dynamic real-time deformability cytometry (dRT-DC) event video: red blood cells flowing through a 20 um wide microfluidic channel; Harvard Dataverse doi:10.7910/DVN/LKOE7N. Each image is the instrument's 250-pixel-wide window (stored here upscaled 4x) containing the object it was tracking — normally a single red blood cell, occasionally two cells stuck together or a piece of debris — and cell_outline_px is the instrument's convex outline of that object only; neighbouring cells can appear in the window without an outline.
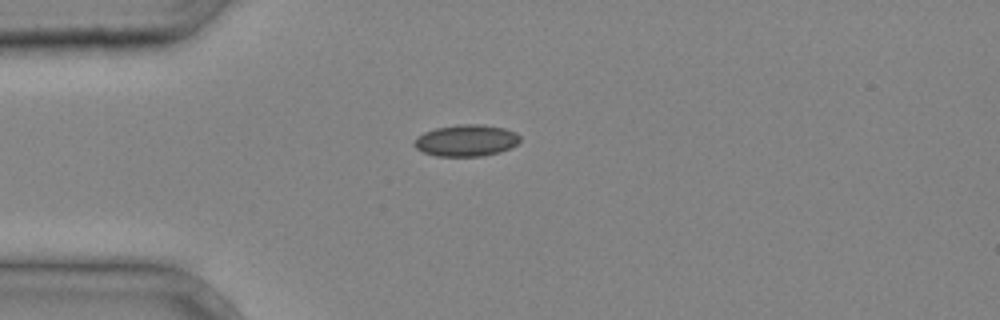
{"species": "common noctule bat (a hibernating species)", "species_latin": "Nyctalus noctula", "temperature_condition": "cold", "stored_images_in_passage": 3, "camera_frame_rate_fps": 3000, "um_per_image_px": 0.085, "animal": {"sex": "male", "body_mass_g": 20.4}, "frame": {"image": 1, "passage_image": 2, "time_ms": 0.333, "image_size_px": [1000, 320], "cell_outline_px": [[520, 140], [516, 144], [500, 152], [484, 156], [436, 156], [424, 152], [416, 148], [412, 144], [416, 136], [424, 132], [436, 128], [460, 124], [484, 124], [504, 128], [516, 132], [520, 136]], "centroid_in_image_um": [39.61, 11.93], "position_along_channel_um": 45.4, "area_um2": 19.59}}
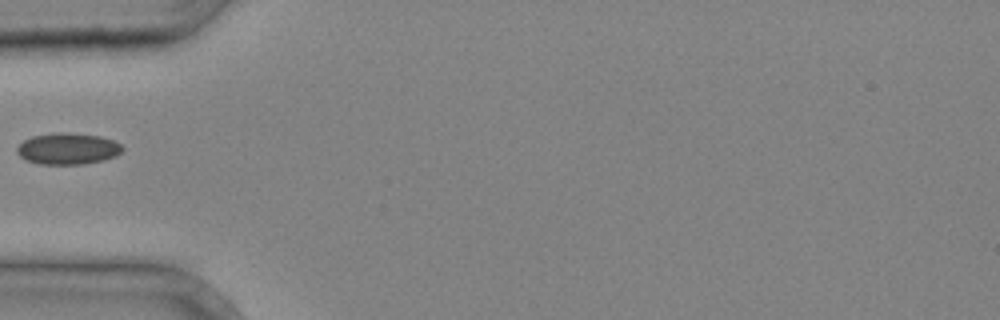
{"frame": {"image": 2, "passage_image": 3, "time_ms": 0.667, "image_size_px": [1000, 320], "cell_outline_px": [[124, 148], [116, 156], [104, 160], [84, 164], [40, 164], [24, 160], [16, 152], [16, 148], [24, 140], [32, 136], [56, 132], [68, 132], [100, 136], [112, 140], [120, 144]], "centroid_in_image_um": [5.74, 12.64], "position_along_channel_um": 79.3, "area_um2": 19.42}}